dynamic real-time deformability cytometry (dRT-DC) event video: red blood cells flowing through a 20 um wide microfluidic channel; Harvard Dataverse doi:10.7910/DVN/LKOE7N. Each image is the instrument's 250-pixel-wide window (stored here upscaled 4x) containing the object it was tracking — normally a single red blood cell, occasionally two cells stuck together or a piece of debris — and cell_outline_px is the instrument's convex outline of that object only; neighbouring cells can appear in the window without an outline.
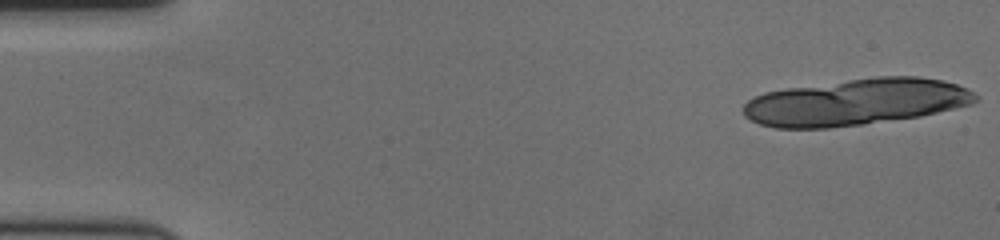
{"species": "human", "species_latin": "Homo sapiens", "temperature_condition": "cold", "stored_images_in_passage": 25, "segment_of_instrument_passage": [1, 2], "camera_frame_rate_fps": 3000, "um_per_image_px": 0.085, "donor": {"sex": "female"}, "frame": {"image": 1, "passage_image": 1, "time_ms": 0.0, "image_size_px": [1000, 240], "cell_outline_px": [[980, 96], [972, 104], [920, 116], [864, 124], [828, 128], [776, 128], [760, 124], [744, 116], [744, 104], [748, 100], [764, 92], [788, 88], [876, 76], [920, 76], [944, 80], [968, 88]], "centroid_in_image_um": [72.79, 8.67], "position_along_channel_um": 12.2, "area_um2": 62.94}}